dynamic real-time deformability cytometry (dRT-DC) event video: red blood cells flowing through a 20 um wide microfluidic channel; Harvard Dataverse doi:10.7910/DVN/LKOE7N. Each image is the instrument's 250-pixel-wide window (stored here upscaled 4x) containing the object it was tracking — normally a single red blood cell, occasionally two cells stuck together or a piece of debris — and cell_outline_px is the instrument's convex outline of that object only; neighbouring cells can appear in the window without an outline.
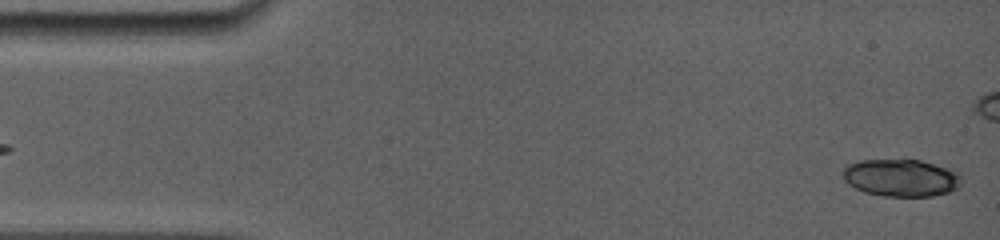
{"species": "common noctule bat (a hibernating species)", "species_latin": "Nyctalus noctula", "temperature_condition": "room temperature", "stored_images_in_passage": 4, "segment_of_instrument_passage": [2, 2], "camera_frame_rate_fps": 5000, "um_per_image_px": 0.085, "animal": {"sex": "female", "body_mass_g": 19.0, "forearm_length_mm": 56.7}, "frame": {"image": 1, "passage_image": 4, "time_ms": 2.6, "image_size_px": [1000, 240], "cell_outline_px": [[960, 188], [948, 192], [932, 196], [880, 196], [864, 192], [848, 184], [844, 180], [840, 172], [848, 164], [860, 160], [920, 160], [960, 172]], "centroid_in_image_um": [76.56, 15.12], "position_along_channel_um": 8.4, "area_um2": 25.95}}